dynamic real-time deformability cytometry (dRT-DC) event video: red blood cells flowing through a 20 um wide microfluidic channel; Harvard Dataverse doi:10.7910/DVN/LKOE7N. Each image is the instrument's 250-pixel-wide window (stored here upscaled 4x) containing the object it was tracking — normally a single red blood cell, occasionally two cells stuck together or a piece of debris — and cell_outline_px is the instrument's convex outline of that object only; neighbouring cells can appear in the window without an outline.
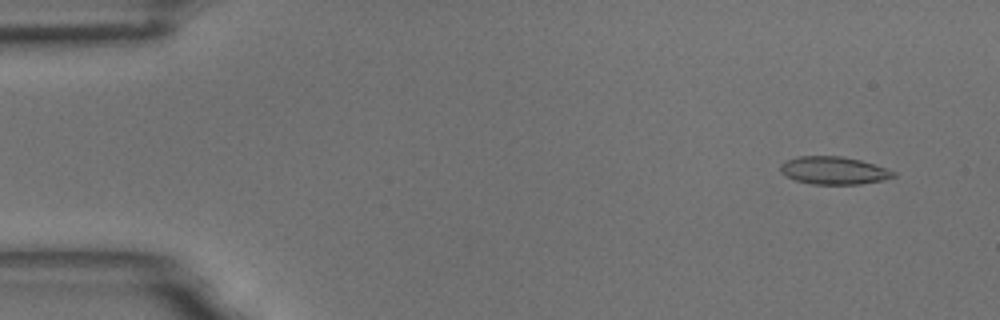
{"species": "common noctule bat (a hibernating species)", "species_latin": "Nyctalus noctula", "temperature_condition": "room temperature", "stored_images_in_passage": 56, "camera_frame_rate_fps": 3000, "um_per_image_px": 0.085, "animal": {"sex": "male", "body_mass_g": 18.8}, "frame": {"image": 1, "passage_image": 4, "time_ms": 1.0, "image_size_px": [1000, 320], "cell_outline_px": [[896, 176], [884, 180], [860, 184], [812, 184], [796, 180], [780, 172], [780, 164], [788, 160], [800, 156], [840, 156], [860, 160], [896, 172]], "centroid_in_image_um": [70.87, 14.5], "position_along_channel_um": 14.1, "area_um2": 18.03}}
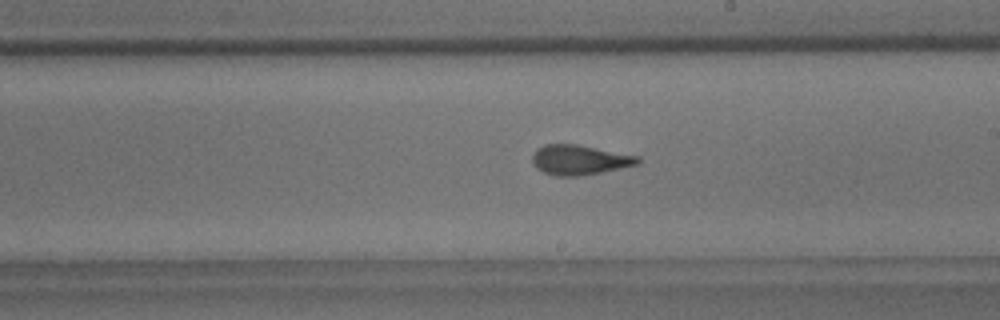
{"frame": {"image": 2, "passage_image": 32, "time_ms": 10.333, "image_size_px": [1000, 320], "cell_outline_px": [[640, 164], [580, 176], [556, 176], [544, 172], [536, 168], [532, 160], [532, 156], [536, 148], [544, 144], [576, 144], [640, 156]], "centroid_in_image_um": [49.25, 13.58], "position_along_channel_um": 239.7, "area_um2": 18.38}}
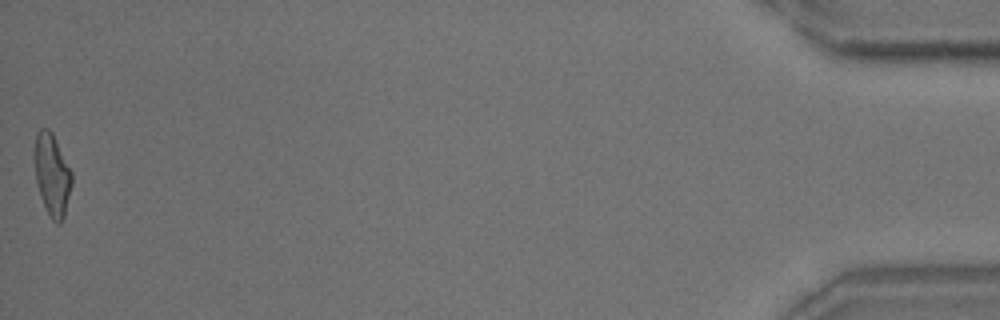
{"frame": {"image": 3, "passage_image": 56, "time_ms": 18.333, "image_size_px": [1000, 320], "cell_outline_px": [[72, 184], [64, 216], [60, 224], [56, 224], [52, 220], [40, 196], [36, 180], [32, 152], [36, 132], [40, 128], [48, 128], [52, 132], [72, 172]], "centroid_in_image_um": [4.4, 14.8], "position_along_channel_um": 430.8, "area_um2": 18.09}, "authors_computed_cell_mechanics": {"area_um2": 18.0914, "velocity_mm_per_s": 3.598, "shape_relaxation_time_tau1_ms": 8.5563, "shape_relaxation_time_tau2_ms": 1.4671, "deformation_change_tau1": 0.237, "deformation_change_tau2": 0.0795}}